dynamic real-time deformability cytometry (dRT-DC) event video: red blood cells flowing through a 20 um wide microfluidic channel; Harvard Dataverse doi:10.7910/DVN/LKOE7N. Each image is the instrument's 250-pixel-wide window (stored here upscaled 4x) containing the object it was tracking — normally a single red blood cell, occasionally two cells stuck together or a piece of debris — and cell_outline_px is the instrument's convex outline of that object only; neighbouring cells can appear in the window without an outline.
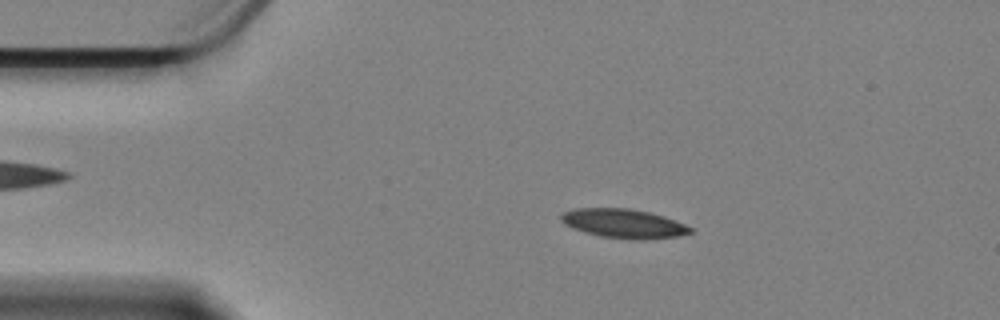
{"species": "Egyptian fruit bat (a non-hibernating species)", "species_latin": "Rousettus aegyptiacus", "temperature_condition": "cold", "stored_images_in_passage": 58, "camera_frame_rate_fps": 3000, "um_per_image_px": 0.085, "animal": {"sex": "female"}, "frame": {"image": 1, "passage_image": 10, "time_ms": 3.0, "image_size_px": [1000, 320], "cell_outline_px": [[696, 232], [680, 236], [644, 240], [628, 240], [600, 236], [584, 232], [572, 228], [564, 224], [560, 220], [560, 216], [564, 212], [576, 208], [628, 208], [648, 212], [664, 216], [676, 220], [696, 228]], "centroid_in_image_um": [53.08, 19.02], "position_along_channel_um": 31.9, "area_um2": 22.43}}
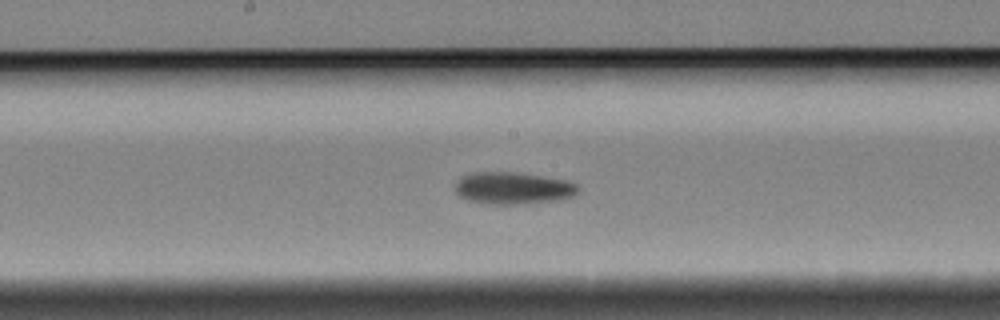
{"frame": {"image": 2, "passage_image": 29, "time_ms": 9.333, "image_size_px": [1000, 320], "cell_outline_px": [[580, 192], [576, 196], [560, 200], [520, 204], [484, 204], [468, 200], [460, 196], [456, 192], [456, 180], [460, 176], [472, 172], [516, 172], [568, 180], [576, 184], [580, 188]], "centroid_in_image_um": [43.64, 15.99], "position_along_channel_um": 204.6, "area_um2": 23.41}}
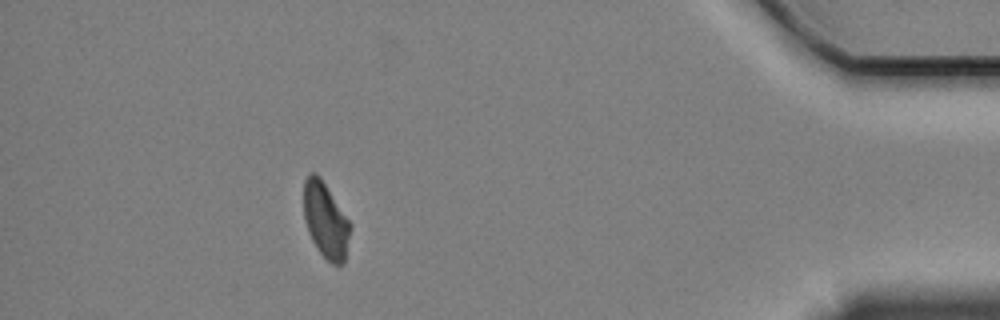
{"frame": {"image": 3, "passage_image": 52, "time_ms": 17.0, "image_size_px": [1000, 320], "cell_outline_px": [[352, 228], [344, 264], [332, 264], [320, 252], [312, 240], [308, 232], [304, 216], [304, 180], [312, 172], [316, 172], [320, 176], [352, 224]], "centroid_in_image_um": [27.7, 18.72], "position_along_channel_um": 407.5, "area_um2": 20.58}, "authors_computed_cell_mechanics": {"area_um2": 21.7906, "velocity_mm_per_s": 3.3439, "shape_relaxation_time_tau1_ms": 9.6828, "shape_relaxation_time_tau2_ms": null, "deformation_change_tau1": 0.1654, "deformation_change_tau2": null}}